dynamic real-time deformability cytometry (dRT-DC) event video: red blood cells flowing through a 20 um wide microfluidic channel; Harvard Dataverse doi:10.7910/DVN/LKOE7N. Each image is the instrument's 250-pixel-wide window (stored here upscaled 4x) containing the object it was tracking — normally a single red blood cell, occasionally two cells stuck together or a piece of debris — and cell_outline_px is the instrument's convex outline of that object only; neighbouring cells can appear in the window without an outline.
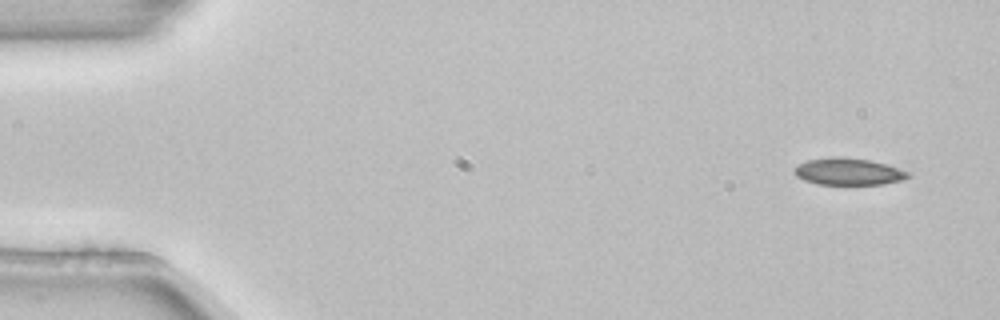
{"species": "common noctule bat (a hibernating species)", "species_latin": "Nyctalus noctula", "temperature_condition": "room temperature", "stored_images_in_passage": 5, "segment_of_instrument_passage": [1, 2], "camera_frame_rate_fps": 3000, "um_per_image_px": 0.085, "animal": {"sex": "female", "body_mass_g": 22.7, "forearm_length_mm": 54.2}, "frame": {"image": 1, "passage_image": 1, "time_ms": 0.0, "image_size_px": [1000, 320], "cell_outline_px": [[912, 176], [904, 180], [884, 184], [816, 184], [804, 180], [796, 176], [792, 172], [800, 164], [808, 160], [828, 156], [840, 156], [868, 160], [884, 164], [908, 172]], "centroid_in_image_um": [72.1, 14.59], "position_along_channel_um": 12.9, "area_um2": 17.8}}